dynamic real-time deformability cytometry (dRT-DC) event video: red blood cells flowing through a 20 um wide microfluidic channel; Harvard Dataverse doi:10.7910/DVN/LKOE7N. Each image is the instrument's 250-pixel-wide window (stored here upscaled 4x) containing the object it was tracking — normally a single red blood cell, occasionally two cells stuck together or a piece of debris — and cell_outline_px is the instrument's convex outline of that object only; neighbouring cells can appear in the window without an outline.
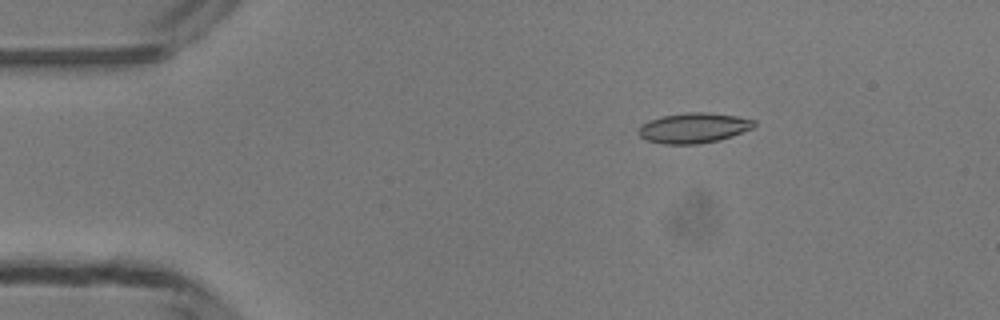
{"species": "common noctule bat (a hibernating species)", "species_latin": "Nyctalus noctula", "temperature_condition": "room temperature", "stored_images_in_passage": 49, "camera_frame_rate_fps": 3000, "um_per_image_px": 0.085, "animal": {"sex": "male", "body_mass_g": 13.3}, "frame": {"image": 1, "passage_image": 8, "time_ms": 2.333, "image_size_px": [1000, 320], "cell_outline_px": [[756, 124], [752, 128], [732, 136], [716, 140], [696, 144], [664, 144], [648, 140], [640, 136], [636, 132], [640, 124], [648, 120], [664, 116], [688, 112], [704, 112], [736, 116], [756, 120]], "centroid_in_image_um": [58.93, 10.87], "position_along_channel_um": 26.1, "area_um2": 20.23}}
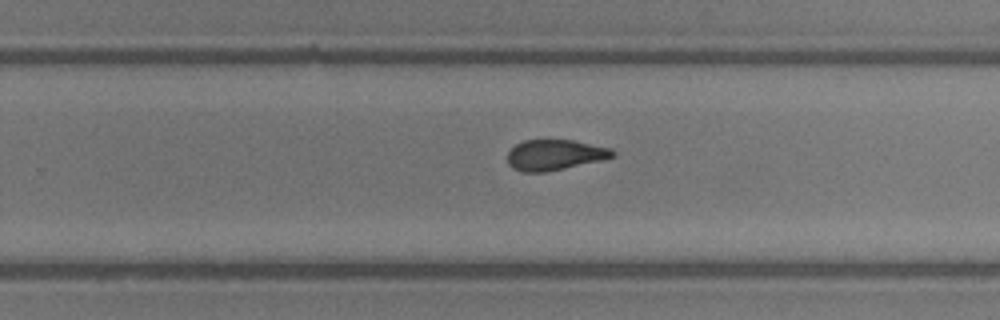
{"frame": {"image": 2, "passage_image": 31, "time_ms": 10.0, "image_size_px": [1000, 320], "cell_outline_px": [[616, 156], [604, 160], [544, 172], [520, 172], [512, 168], [508, 164], [508, 152], [516, 144], [524, 140], [572, 140], [612, 148], [616, 152]], "centroid_in_image_um": [47.18, 13.17], "position_along_channel_um": 282.6, "area_um2": 18.84}}
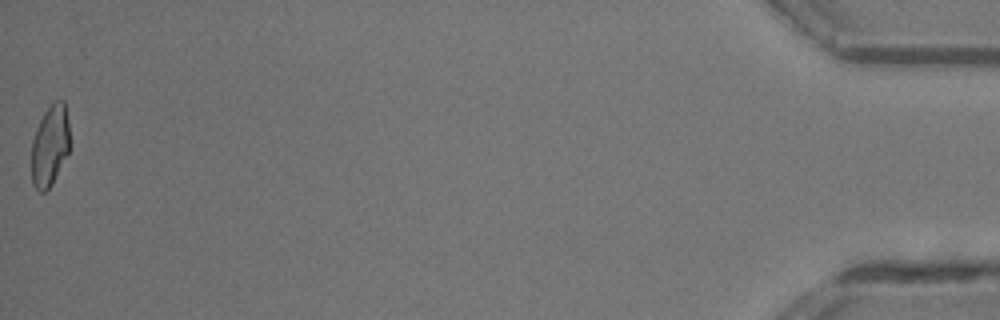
{"frame": {"image": 3, "passage_image": 49, "time_ms": 16.0, "image_size_px": [1000, 320], "cell_outline_px": [[68, 152], [52, 184], [44, 192], [40, 192], [32, 184], [32, 140], [40, 120], [44, 112], [56, 100], [64, 100], [68, 124]], "centroid_in_image_um": [4.23, 12.39], "position_along_channel_um": 431.0, "area_um2": 17.63}, "authors_computed_cell_mechanics": {"area_um2": 19.3052, "velocity_mm_per_s": 4.2014, "shape_relaxation_time_tau1_ms": 6.8733, "shape_relaxation_time_tau2_ms": 1.8248, "deformation_change_tau1": 0.167, "deformation_change_tau2": 0.086}}